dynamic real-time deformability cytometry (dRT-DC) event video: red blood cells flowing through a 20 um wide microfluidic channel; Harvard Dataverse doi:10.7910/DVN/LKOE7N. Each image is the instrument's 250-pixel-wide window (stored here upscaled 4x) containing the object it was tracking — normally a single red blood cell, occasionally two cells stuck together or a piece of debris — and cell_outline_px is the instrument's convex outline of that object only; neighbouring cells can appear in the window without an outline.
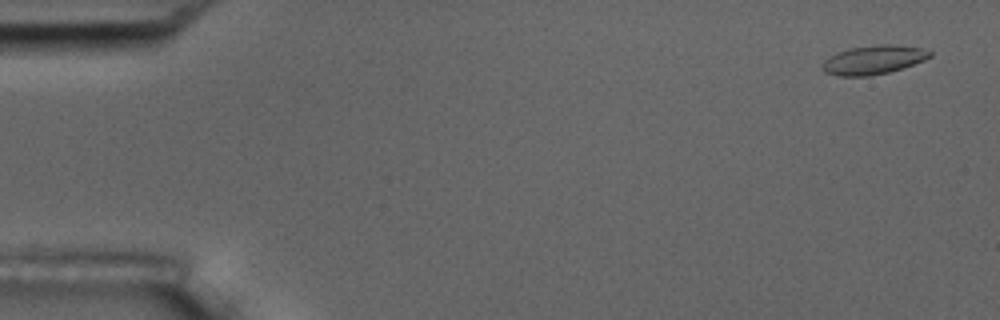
{"species": "common noctule bat (a hibernating species)", "species_latin": "Nyctalus noctula", "temperature_condition": "room temperature", "stored_images_in_passage": 5, "camera_frame_rate_fps": 3000, "um_per_image_px": 0.085, "animal": {"sex": "male", "body_mass_g": 17.5, "forearm_length_mm": 52.3}, "frame": {"image": 1, "passage_image": 1, "time_ms": 0.0, "image_size_px": [1000, 320], "cell_outline_px": [[932, 56], [924, 60], [904, 68], [888, 72], [868, 76], [836, 76], [824, 72], [820, 64], [824, 60], [836, 52], [848, 48], [884, 44], [888, 44], [920, 48], [932, 52]], "centroid_in_image_um": [74.2, 5.1], "position_along_channel_um": 10.8, "area_um2": 18.15}}
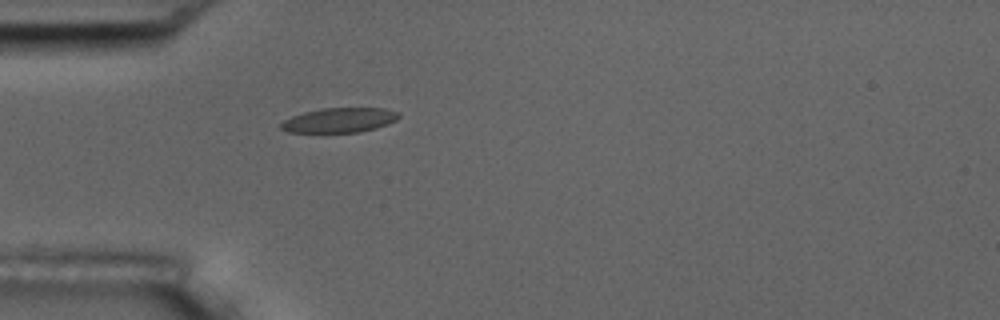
{"frame": {"image": 2, "passage_image": 5, "time_ms": 4.667, "image_size_px": [1000, 320], "cell_outline_px": [[400, 116], [396, 120], [388, 124], [376, 128], [360, 132], [288, 132], [280, 128], [280, 124], [284, 120], [292, 116], [304, 112], [320, 108], [384, 108], [400, 112]], "centroid_in_image_um": [28.87, 10.21], "position_along_channel_um": 56.1, "area_um2": 16.99}}